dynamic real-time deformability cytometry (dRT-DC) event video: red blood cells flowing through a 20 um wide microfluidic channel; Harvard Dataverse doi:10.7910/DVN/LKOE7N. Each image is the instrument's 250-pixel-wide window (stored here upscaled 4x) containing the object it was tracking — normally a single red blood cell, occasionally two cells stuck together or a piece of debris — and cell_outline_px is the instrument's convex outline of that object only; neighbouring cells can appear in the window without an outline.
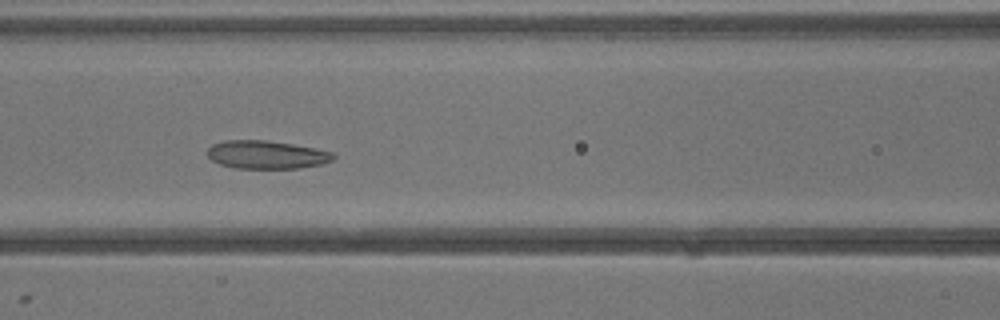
{"species": "common noctule bat (a hibernating species)", "species_latin": "Nyctalus noctula", "temperature_condition": "warm", "stored_images_in_passage": 41, "segment_of_instrument_passage": [1, 2], "camera_frame_rate_fps": 3000, "um_per_image_px": 0.085, "animal": {"sex": "male", "body_mass_g": 13.3}, "frame": {"image": 1, "passage_image": 18, "time_ms": 5.667, "image_size_px": [1000, 320], "cell_outline_px": [[336, 156], [332, 160], [320, 164], [300, 168], [236, 168], [220, 164], [212, 160], [208, 156], [208, 148], [212, 144], [224, 140], [268, 140], [316, 148], [332, 152]], "centroid_in_image_um": [22.65, 13.14], "position_along_channel_um": 144.0, "area_um2": 20.63}}
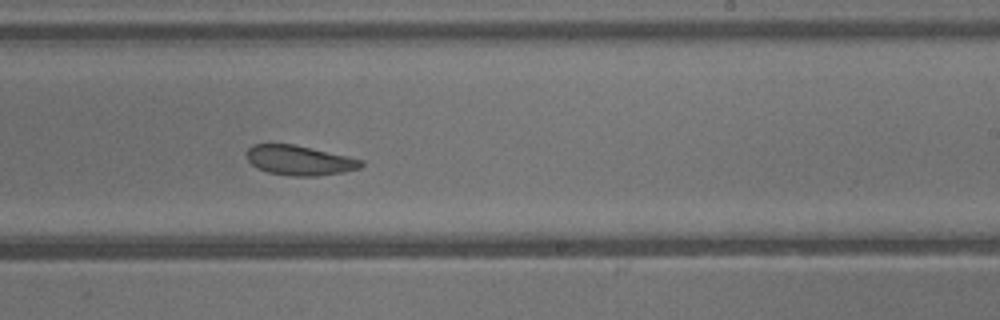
{"frame": {"image": 2, "passage_image": 25, "time_ms": 8.0, "image_size_px": [1000, 320], "cell_outline_px": [[364, 164], [360, 168], [344, 172], [316, 176], [288, 176], [268, 172], [256, 168], [248, 160], [248, 148], [252, 144], [292, 144], [348, 156], [364, 160]], "centroid_in_image_um": [25.47, 13.64], "position_along_channel_um": 263.5, "area_um2": 19.83}}
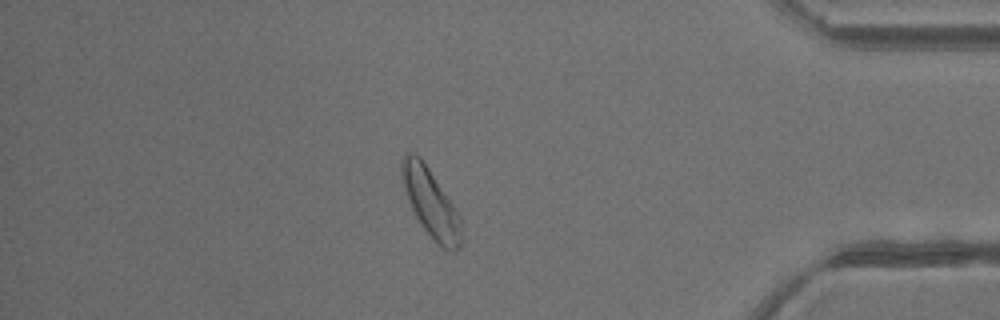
{"frame": {"image": 3, "passage_image": 35, "time_ms": 11.333, "image_size_px": [1000, 320], "cell_outline_px": [[460, 248], [456, 252], [452, 252], [444, 248], [420, 224], [408, 200], [400, 176], [400, 160], [408, 152], [412, 152], [420, 156], [456, 208], [460, 216]], "centroid_in_image_um": [36.59, 17.2], "position_along_channel_um": 398.6, "area_um2": 23.35}}